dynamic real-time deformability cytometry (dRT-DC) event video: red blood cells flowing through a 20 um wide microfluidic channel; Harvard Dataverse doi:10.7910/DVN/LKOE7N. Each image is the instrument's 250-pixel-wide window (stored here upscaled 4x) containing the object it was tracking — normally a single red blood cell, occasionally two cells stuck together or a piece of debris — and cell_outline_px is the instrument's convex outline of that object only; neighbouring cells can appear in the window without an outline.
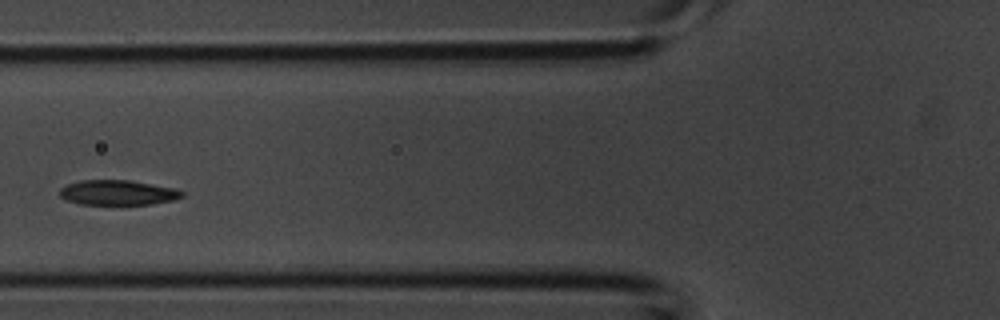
{"species": "common noctule bat (a hibernating species)", "species_latin": "Nyctalus noctula", "temperature_condition": "room temperature", "stored_images_in_passage": 3, "camera_frame_rate_fps": 3000, "um_per_image_px": 0.085, "animal": {"sex": "male", "body_mass_g": 20.1, "forearm_length_mm": 53.5}, "frame": {"image": 1, "passage_image": 3, "time_ms": 0.667, "image_size_px": [1000, 320], "cell_outline_px": [[184, 196], [176, 200], [152, 204], [120, 208], [80, 204], [68, 200], [60, 196], [60, 188], [68, 184], [80, 180], [128, 180], [172, 188], [184, 192]], "centroid_in_image_um": [10.02, 16.43], "position_along_channel_um": 115.8, "area_um2": 18.67}}